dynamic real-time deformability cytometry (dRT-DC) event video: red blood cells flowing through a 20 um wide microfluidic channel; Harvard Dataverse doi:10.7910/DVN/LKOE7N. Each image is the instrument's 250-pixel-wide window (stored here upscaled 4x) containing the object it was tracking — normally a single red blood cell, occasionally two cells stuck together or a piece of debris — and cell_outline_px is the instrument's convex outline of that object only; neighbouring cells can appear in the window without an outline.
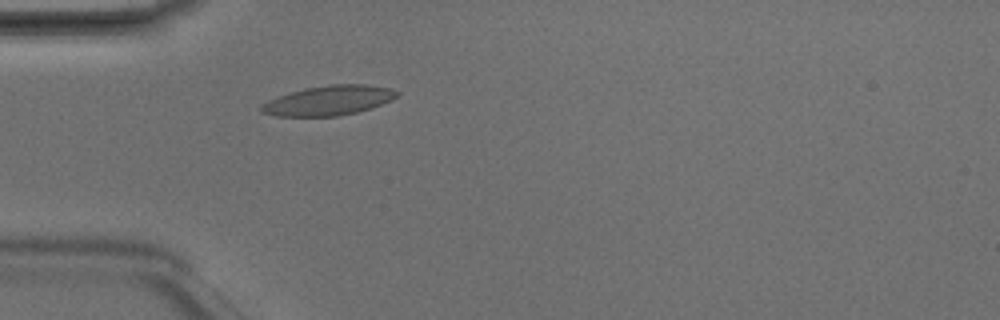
{"species": "Egyptian fruit bat (a non-hibernating species)", "species_latin": "Rousettus aegyptiacus", "temperature_condition": "room temperature", "stored_images_in_passage": 4, "camera_frame_rate_fps": 3000, "um_per_image_px": 0.085, "animal": {"sex": "male"}, "frame": {"image": 1, "passage_image": 4, "time_ms": 1.0, "image_size_px": [1000, 320], "cell_outline_px": [[400, 92], [392, 100], [356, 112], [336, 116], [276, 116], [260, 112], [260, 104], [268, 100], [292, 92], [308, 88], [332, 84], [364, 84], [392, 88]], "centroid_in_image_um": [27.93, 8.54], "position_along_channel_um": 57.1, "area_um2": 23.18}}